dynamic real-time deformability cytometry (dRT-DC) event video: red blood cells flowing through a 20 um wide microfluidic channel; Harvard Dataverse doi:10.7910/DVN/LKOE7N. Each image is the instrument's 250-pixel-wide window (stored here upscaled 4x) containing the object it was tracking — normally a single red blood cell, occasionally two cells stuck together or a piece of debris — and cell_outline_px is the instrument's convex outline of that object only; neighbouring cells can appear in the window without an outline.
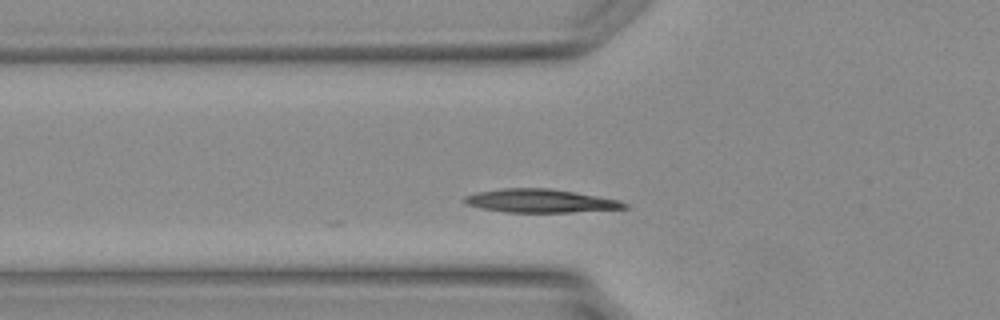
{"species": "Egyptian fruit bat (a non-hibernating species)", "species_latin": "Rousettus aegyptiacus", "temperature_condition": "warm", "stored_images_in_passage": 3, "camera_frame_rate_fps": 3000, "um_per_image_px": 0.085, "animal": {"sex": "female"}, "frame": {"image": 1, "passage_image": 3, "time_ms": 0.667, "image_size_px": [1000, 320], "cell_outline_px": [[628, 208], [572, 212], [504, 212], [480, 208], [464, 204], [464, 196], [476, 192], [504, 188], [548, 188], [620, 200], [628, 204]], "centroid_in_image_um": [45.89, 17.08], "position_along_channel_um": 79.9, "area_um2": 21.73}}